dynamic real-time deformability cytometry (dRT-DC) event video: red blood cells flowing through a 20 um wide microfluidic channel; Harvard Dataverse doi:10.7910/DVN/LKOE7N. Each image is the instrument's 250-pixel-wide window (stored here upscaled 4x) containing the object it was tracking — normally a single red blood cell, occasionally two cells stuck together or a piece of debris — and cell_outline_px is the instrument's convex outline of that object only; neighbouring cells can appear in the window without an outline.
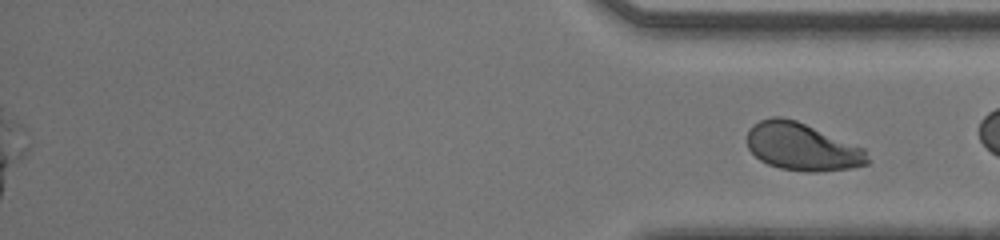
{"species": "human", "species_latin": "Homo sapiens", "temperature_condition": "room temperature", "stored_images_in_passage": 40, "segment_of_instrument_passage": [2, 2], "camera_frame_rate_fps": 3000, "um_per_image_px": 0.085, "donor": {"sex": "male"}, "frame": {"image": 1, "passage_image": 40, "time_ms": 13.0, "image_size_px": [1000, 240], "cell_outline_px": [[868, 164], [852, 168], [816, 172], [804, 172], [780, 168], [768, 164], [760, 160], [748, 148], [748, 128], [752, 124], [760, 120], [772, 116], [780, 116], [796, 120], [864, 148], [868, 160]], "centroid_in_image_um": [68.15, 12.47], "position_along_channel_um": 367.0, "area_um2": 33.35}}